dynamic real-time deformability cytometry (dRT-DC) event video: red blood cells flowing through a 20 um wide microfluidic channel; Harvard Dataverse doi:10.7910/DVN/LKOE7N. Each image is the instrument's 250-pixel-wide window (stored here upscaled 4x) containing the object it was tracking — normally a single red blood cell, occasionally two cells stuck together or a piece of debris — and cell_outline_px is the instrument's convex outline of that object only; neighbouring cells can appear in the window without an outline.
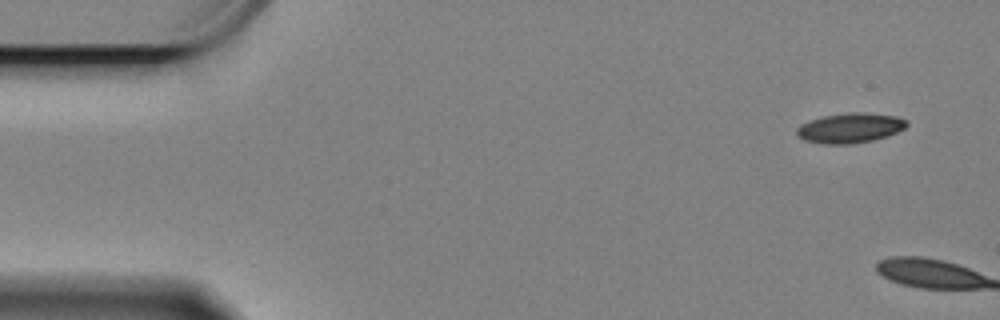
{"species": "Egyptian fruit bat (a non-hibernating species)", "species_latin": "Rousettus aegyptiacus", "temperature_condition": "cold", "stored_images_in_passage": 2, "camera_frame_rate_fps": 3000, "um_per_image_px": 0.085, "animal": {"sex": "female"}, "frame": {"image": 1, "passage_image": 1, "time_ms": 0.0, "image_size_px": [1000, 320], "cell_outline_px": [[908, 124], [904, 128], [888, 136], [872, 140], [852, 144], [824, 144], [804, 140], [796, 136], [796, 128], [800, 124], [808, 120], [824, 116], [848, 112], [860, 112], [896, 116], [908, 120]], "centroid_in_image_um": [72.22, 10.88], "position_along_channel_um": 12.8, "area_um2": 19.31}}